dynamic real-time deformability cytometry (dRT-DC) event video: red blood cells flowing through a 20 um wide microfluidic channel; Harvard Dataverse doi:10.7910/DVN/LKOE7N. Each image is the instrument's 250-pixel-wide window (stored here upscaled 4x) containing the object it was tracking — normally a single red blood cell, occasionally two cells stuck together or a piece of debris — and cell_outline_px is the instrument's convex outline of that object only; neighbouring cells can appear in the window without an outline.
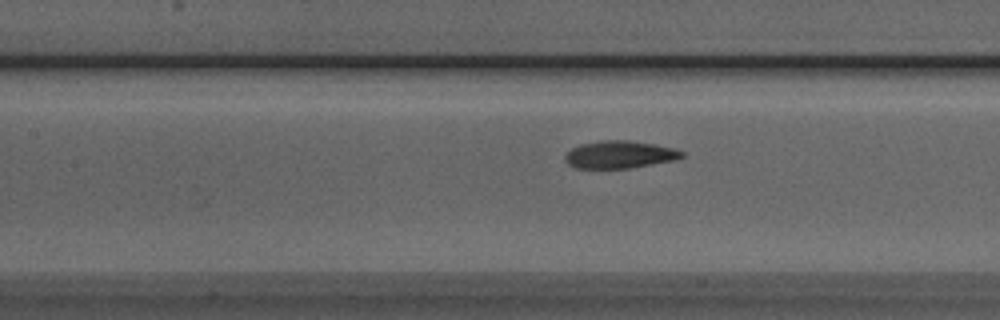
{"species": "Egyptian fruit bat (a non-hibernating species)", "species_latin": "Rousettus aegyptiacus", "temperature_condition": "room temperature", "stored_images_in_passage": 38, "camera_frame_rate_fps": 3000, "um_per_image_px": 0.085, "animal": {"sex": "male"}, "frame": {"image": 1, "passage_image": 15, "time_ms": 4.667, "image_size_px": [1000, 320], "cell_outline_px": [[684, 156], [676, 160], [628, 168], [576, 168], [568, 164], [564, 160], [564, 156], [572, 148], [580, 144], [600, 140], [628, 140], [676, 148], [684, 152]], "centroid_in_image_um": [52.67, 13.13], "position_along_channel_um": 154.7, "area_um2": 18.73}}
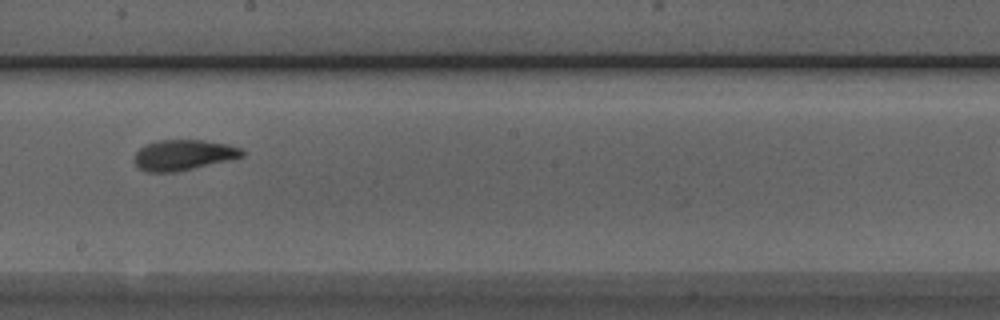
{"frame": {"image": 2, "passage_image": 21, "time_ms": 6.667, "image_size_px": [1000, 320], "cell_outline_px": [[244, 156], [180, 172], [144, 172], [136, 168], [132, 160], [136, 152], [140, 148], [156, 140], [204, 140], [228, 144], [240, 148], [244, 152]], "centroid_in_image_um": [15.54, 13.19], "position_along_channel_um": 232.7, "area_um2": 19.48}}
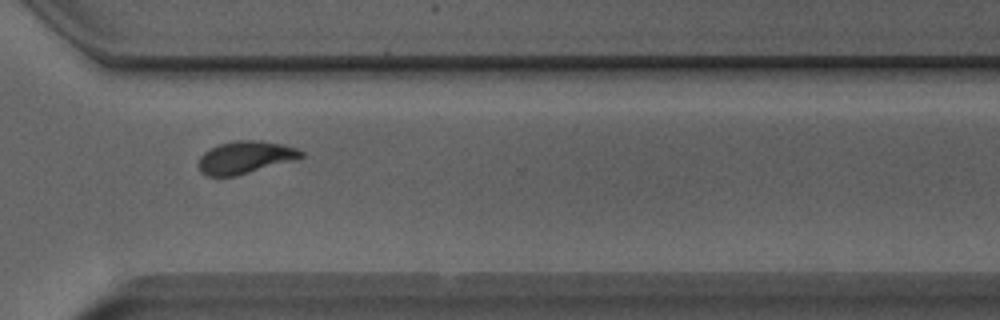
{"frame": {"image": 3, "passage_image": 30, "time_ms": 9.667, "image_size_px": [1000, 320], "cell_outline_px": [[304, 156], [292, 160], [236, 176], [204, 176], [200, 172], [196, 164], [200, 156], [204, 152], [216, 144], [236, 140], [260, 140], [284, 144], [296, 148], [304, 152]], "centroid_in_image_um": [20.78, 13.37], "position_along_channel_um": 349.8, "area_um2": 19.59}}